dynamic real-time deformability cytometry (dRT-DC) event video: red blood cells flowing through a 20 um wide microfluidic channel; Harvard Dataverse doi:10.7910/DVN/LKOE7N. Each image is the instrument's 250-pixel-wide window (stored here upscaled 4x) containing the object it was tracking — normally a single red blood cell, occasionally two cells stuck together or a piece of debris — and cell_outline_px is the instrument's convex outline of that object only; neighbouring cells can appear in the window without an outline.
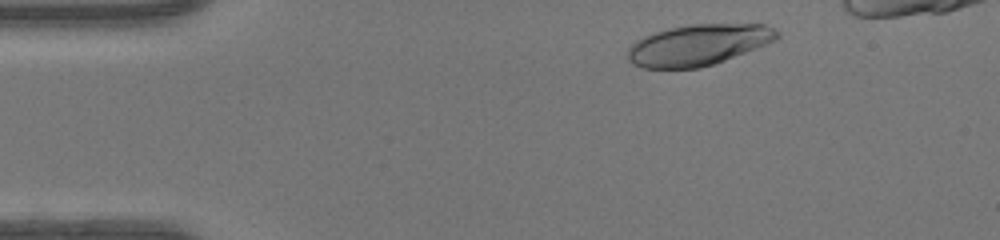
{"species": "human", "species_latin": "Homo sapiens", "temperature_condition": "warm", "stored_images_in_passage": 39, "camera_frame_rate_fps": 3000, "um_per_image_px": 0.085, "donor": {"sex": "female"}, "frame": {"image": 1, "passage_image": 3, "time_ms": 0.667, "image_size_px": [1000, 240], "cell_outline_px": [[780, 36], [776, 40], [756, 48], [724, 60], [700, 68], [644, 68], [632, 64], [628, 60], [628, 48], [636, 40], [644, 36], [668, 28], [692, 24], [764, 24], [780, 32]], "centroid_in_image_um": [59.35, 3.81], "position_along_channel_um": 25.7, "area_um2": 35.55}}
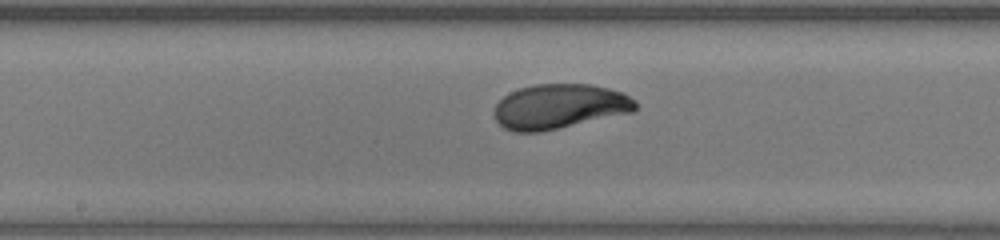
{"frame": {"image": 2, "passage_image": 20, "time_ms": 6.333, "image_size_px": [1000, 240], "cell_outline_px": [[636, 108], [632, 112], [540, 132], [512, 132], [504, 128], [496, 120], [492, 112], [496, 104], [504, 96], [520, 88], [536, 84], [592, 84], [624, 92], [636, 100]], "centroid_in_image_um": [47.54, 9.05], "position_along_channel_um": 200.7, "area_um2": 36.88}}
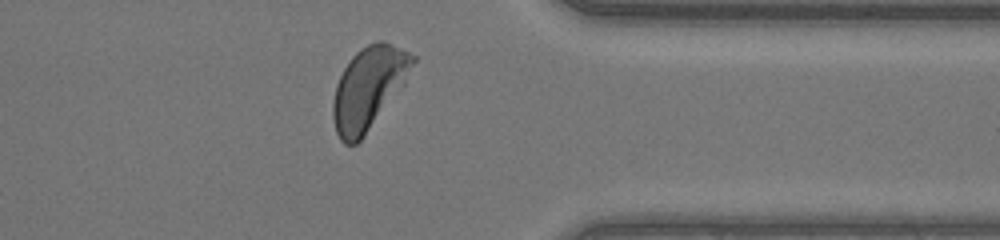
{"frame": {"image": 3, "passage_image": 33, "time_ms": 10.667, "image_size_px": [1000, 240], "cell_outline_px": [[416, 60], [404, 84], [364, 136], [356, 144], [344, 144], [340, 140], [336, 132], [332, 116], [332, 104], [336, 84], [344, 68], [352, 56], [360, 48], [376, 40], [384, 40], [416, 56]], "centroid_in_image_um": [31.32, 7.47], "position_along_channel_um": 380.1, "area_um2": 38.03}, "authors_computed_cell_mechanics": {"area_um2": 36.6452, "velocity_mm_per_s": 4.3694, "shape_relaxation_time_tau1_ms": 2.4279, "shape_relaxation_time_tau2_ms": 0.714, "deformation_change_tau1": 0.1511, "deformation_change_tau2": 0.0441}}